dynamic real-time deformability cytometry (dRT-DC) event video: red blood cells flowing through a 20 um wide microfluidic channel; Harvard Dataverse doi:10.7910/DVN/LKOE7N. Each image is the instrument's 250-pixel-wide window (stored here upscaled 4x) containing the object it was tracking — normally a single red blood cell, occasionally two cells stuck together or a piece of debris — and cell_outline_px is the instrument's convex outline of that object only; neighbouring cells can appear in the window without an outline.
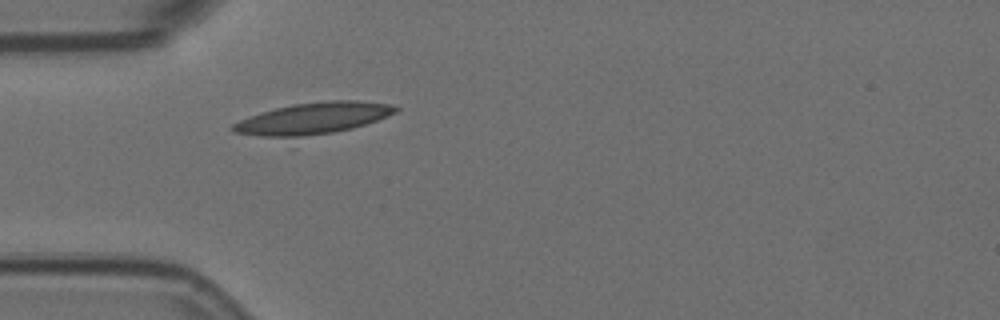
{"species": "Egyptian fruit bat (a non-hibernating species)", "species_latin": "Rousettus aegyptiacus", "temperature_condition": "room temperature", "stored_images_in_passage": 1, "camera_frame_rate_fps": 3000, "um_per_image_px": 0.085, "animal": {"sex": "female"}, "frame": {"image": 1, "passage_image": 1, "time_ms": 0.0, "image_size_px": [1000, 320], "cell_outline_px": [[400, 108], [396, 112], [376, 120], [352, 128], [332, 132], [300, 136], [260, 136], [236, 132], [228, 128], [232, 124], [240, 120], [276, 108], [292, 104], [332, 100], [356, 100], [392, 104]], "centroid_in_image_um": [26.64, 10.04], "position_along_channel_um": 58.4, "area_um2": 29.19}}